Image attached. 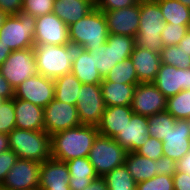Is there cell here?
Returning <instances> with one entry per match:
<instances>
[{"mask_svg":"<svg viewBox=\"0 0 190 190\" xmlns=\"http://www.w3.org/2000/svg\"><path fill=\"white\" fill-rule=\"evenodd\" d=\"M134 112L129 106H108L102 114L101 121L97 125L100 135L115 138L116 135L131 120Z\"/></svg>","mask_w":190,"mask_h":190,"instance_id":"cell-22","label":"cell"},{"mask_svg":"<svg viewBox=\"0 0 190 190\" xmlns=\"http://www.w3.org/2000/svg\"><path fill=\"white\" fill-rule=\"evenodd\" d=\"M127 151L114 139L100 134L94 139L89 152V161L96 174L103 177L125 163Z\"/></svg>","mask_w":190,"mask_h":190,"instance_id":"cell-8","label":"cell"},{"mask_svg":"<svg viewBox=\"0 0 190 190\" xmlns=\"http://www.w3.org/2000/svg\"><path fill=\"white\" fill-rule=\"evenodd\" d=\"M15 124L17 129L44 130V108L31 102L14 98Z\"/></svg>","mask_w":190,"mask_h":190,"instance_id":"cell-23","label":"cell"},{"mask_svg":"<svg viewBox=\"0 0 190 190\" xmlns=\"http://www.w3.org/2000/svg\"><path fill=\"white\" fill-rule=\"evenodd\" d=\"M9 149L8 134L0 133V153Z\"/></svg>","mask_w":190,"mask_h":190,"instance_id":"cell-51","label":"cell"},{"mask_svg":"<svg viewBox=\"0 0 190 190\" xmlns=\"http://www.w3.org/2000/svg\"><path fill=\"white\" fill-rule=\"evenodd\" d=\"M101 92L106 107L129 106L132 103L137 84H117L115 82H101Z\"/></svg>","mask_w":190,"mask_h":190,"instance_id":"cell-27","label":"cell"},{"mask_svg":"<svg viewBox=\"0 0 190 190\" xmlns=\"http://www.w3.org/2000/svg\"><path fill=\"white\" fill-rule=\"evenodd\" d=\"M84 190H108L105 179L98 176L96 179H93L89 186Z\"/></svg>","mask_w":190,"mask_h":190,"instance_id":"cell-47","label":"cell"},{"mask_svg":"<svg viewBox=\"0 0 190 190\" xmlns=\"http://www.w3.org/2000/svg\"><path fill=\"white\" fill-rule=\"evenodd\" d=\"M4 101H6V99H5L4 97H1V96H0V107H1V105L4 103Z\"/></svg>","mask_w":190,"mask_h":190,"instance_id":"cell-54","label":"cell"},{"mask_svg":"<svg viewBox=\"0 0 190 190\" xmlns=\"http://www.w3.org/2000/svg\"><path fill=\"white\" fill-rule=\"evenodd\" d=\"M165 28L164 16L155 0L140 1V24L135 46L159 53L164 48L161 32Z\"/></svg>","mask_w":190,"mask_h":190,"instance_id":"cell-3","label":"cell"},{"mask_svg":"<svg viewBox=\"0 0 190 190\" xmlns=\"http://www.w3.org/2000/svg\"><path fill=\"white\" fill-rule=\"evenodd\" d=\"M95 8L102 12L118 10L136 5L138 0H94Z\"/></svg>","mask_w":190,"mask_h":190,"instance_id":"cell-41","label":"cell"},{"mask_svg":"<svg viewBox=\"0 0 190 190\" xmlns=\"http://www.w3.org/2000/svg\"><path fill=\"white\" fill-rule=\"evenodd\" d=\"M177 171L176 162L168 157L162 156L158 159L157 175L173 176Z\"/></svg>","mask_w":190,"mask_h":190,"instance_id":"cell-43","label":"cell"},{"mask_svg":"<svg viewBox=\"0 0 190 190\" xmlns=\"http://www.w3.org/2000/svg\"><path fill=\"white\" fill-rule=\"evenodd\" d=\"M71 73L82 84H100L103 78L95 68V63L89 51L85 50L81 56L72 63Z\"/></svg>","mask_w":190,"mask_h":190,"instance_id":"cell-28","label":"cell"},{"mask_svg":"<svg viewBox=\"0 0 190 190\" xmlns=\"http://www.w3.org/2000/svg\"><path fill=\"white\" fill-rule=\"evenodd\" d=\"M179 2H181L183 5H185L186 7L190 8V0H178Z\"/></svg>","mask_w":190,"mask_h":190,"instance_id":"cell-53","label":"cell"},{"mask_svg":"<svg viewBox=\"0 0 190 190\" xmlns=\"http://www.w3.org/2000/svg\"><path fill=\"white\" fill-rule=\"evenodd\" d=\"M162 10L165 23L190 25V8L178 0H155Z\"/></svg>","mask_w":190,"mask_h":190,"instance_id":"cell-30","label":"cell"},{"mask_svg":"<svg viewBox=\"0 0 190 190\" xmlns=\"http://www.w3.org/2000/svg\"><path fill=\"white\" fill-rule=\"evenodd\" d=\"M180 46V49H182L186 55L190 56V29L184 36V38L180 41L178 44Z\"/></svg>","mask_w":190,"mask_h":190,"instance_id":"cell-49","label":"cell"},{"mask_svg":"<svg viewBox=\"0 0 190 190\" xmlns=\"http://www.w3.org/2000/svg\"><path fill=\"white\" fill-rule=\"evenodd\" d=\"M0 96L6 100L14 97V88L3 78L0 73Z\"/></svg>","mask_w":190,"mask_h":190,"instance_id":"cell-46","label":"cell"},{"mask_svg":"<svg viewBox=\"0 0 190 190\" xmlns=\"http://www.w3.org/2000/svg\"><path fill=\"white\" fill-rule=\"evenodd\" d=\"M76 108L79 121L82 125L97 126L106 109L101 92V85L82 84L77 97Z\"/></svg>","mask_w":190,"mask_h":190,"instance_id":"cell-10","label":"cell"},{"mask_svg":"<svg viewBox=\"0 0 190 190\" xmlns=\"http://www.w3.org/2000/svg\"><path fill=\"white\" fill-rule=\"evenodd\" d=\"M130 59L140 83H153L162 64L160 54L135 46Z\"/></svg>","mask_w":190,"mask_h":190,"instance_id":"cell-21","label":"cell"},{"mask_svg":"<svg viewBox=\"0 0 190 190\" xmlns=\"http://www.w3.org/2000/svg\"><path fill=\"white\" fill-rule=\"evenodd\" d=\"M23 0H0V10L7 15H17L22 11Z\"/></svg>","mask_w":190,"mask_h":190,"instance_id":"cell-45","label":"cell"},{"mask_svg":"<svg viewBox=\"0 0 190 190\" xmlns=\"http://www.w3.org/2000/svg\"><path fill=\"white\" fill-rule=\"evenodd\" d=\"M131 109L135 114L149 117L167 109V98L153 83H138Z\"/></svg>","mask_w":190,"mask_h":190,"instance_id":"cell-15","label":"cell"},{"mask_svg":"<svg viewBox=\"0 0 190 190\" xmlns=\"http://www.w3.org/2000/svg\"><path fill=\"white\" fill-rule=\"evenodd\" d=\"M176 120L190 119V90H182L167 98L166 109Z\"/></svg>","mask_w":190,"mask_h":190,"instance_id":"cell-34","label":"cell"},{"mask_svg":"<svg viewBox=\"0 0 190 190\" xmlns=\"http://www.w3.org/2000/svg\"><path fill=\"white\" fill-rule=\"evenodd\" d=\"M153 84L166 98L174 96L182 90H190V68L180 69L161 64Z\"/></svg>","mask_w":190,"mask_h":190,"instance_id":"cell-17","label":"cell"},{"mask_svg":"<svg viewBox=\"0 0 190 190\" xmlns=\"http://www.w3.org/2000/svg\"><path fill=\"white\" fill-rule=\"evenodd\" d=\"M162 64L175 66L180 69L190 68V56L180 49V46H165L160 52Z\"/></svg>","mask_w":190,"mask_h":190,"instance_id":"cell-35","label":"cell"},{"mask_svg":"<svg viewBox=\"0 0 190 190\" xmlns=\"http://www.w3.org/2000/svg\"><path fill=\"white\" fill-rule=\"evenodd\" d=\"M102 82H115L117 84H138V77L135 67L130 58L122 63H117L110 72L103 78Z\"/></svg>","mask_w":190,"mask_h":190,"instance_id":"cell-31","label":"cell"},{"mask_svg":"<svg viewBox=\"0 0 190 190\" xmlns=\"http://www.w3.org/2000/svg\"><path fill=\"white\" fill-rule=\"evenodd\" d=\"M36 17L20 12L8 15L0 29V42L12 51L34 47Z\"/></svg>","mask_w":190,"mask_h":190,"instance_id":"cell-7","label":"cell"},{"mask_svg":"<svg viewBox=\"0 0 190 190\" xmlns=\"http://www.w3.org/2000/svg\"><path fill=\"white\" fill-rule=\"evenodd\" d=\"M37 73L56 79L71 73L72 63L84 51L80 44L68 42L66 45H34Z\"/></svg>","mask_w":190,"mask_h":190,"instance_id":"cell-1","label":"cell"},{"mask_svg":"<svg viewBox=\"0 0 190 190\" xmlns=\"http://www.w3.org/2000/svg\"><path fill=\"white\" fill-rule=\"evenodd\" d=\"M190 25H175L165 23V28L161 32V39L165 46L178 45L189 31Z\"/></svg>","mask_w":190,"mask_h":190,"instance_id":"cell-36","label":"cell"},{"mask_svg":"<svg viewBox=\"0 0 190 190\" xmlns=\"http://www.w3.org/2000/svg\"><path fill=\"white\" fill-rule=\"evenodd\" d=\"M3 78L16 89L27 78L37 74L33 47L12 51L0 66Z\"/></svg>","mask_w":190,"mask_h":190,"instance_id":"cell-9","label":"cell"},{"mask_svg":"<svg viewBox=\"0 0 190 190\" xmlns=\"http://www.w3.org/2000/svg\"><path fill=\"white\" fill-rule=\"evenodd\" d=\"M108 35L104 12L97 8L69 26L70 42L82 45L87 51L106 43Z\"/></svg>","mask_w":190,"mask_h":190,"instance_id":"cell-5","label":"cell"},{"mask_svg":"<svg viewBox=\"0 0 190 190\" xmlns=\"http://www.w3.org/2000/svg\"><path fill=\"white\" fill-rule=\"evenodd\" d=\"M41 163L18 158L0 190H39Z\"/></svg>","mask_w":190,"mask_h":190,"instance_id":"cell-11","label":"cell"},{"mask_svg":"<svg viewBox=\"0 0 190 190\" xmlns=\"http://www.w3.org/2000/svg\"><path fill=\"white\" fill-rule=\"evenodd\" d=\"M54 91V80L37 73L14 89V98L45 108L54 99Z\"/></svg>","mask_w":190,"mask_h":190,"instance_id":"cell-13","label":"cell"},{"mask_svg":"<svg viewBox=\"0 0 190 190\" xmlns=\"http://www.w3.org/2000/svg\"><path fill=\"white\" fill-rule=\"evenodd\" d=\"M177 170L184 171L190 174V152H188L183 158H181L177 163Z\"/></svg>","mask_w":190,"mask_h":190,"instance_id":"cell-48","label":"cell"},{"mask_svg":"<svg viewBox=\"0 0 190 190\" xmlns=\"http://www.w3.org/2000/svg\"><path fill=\"white\" fill-rule=\"evenodd\" d=\"M54 84V98L56 100L70 105L77 104V97L82 83L72 73L54 79Z\"/></svg>","mask_w":190,"mask_h":190,"instance_id":"cell-29","label":"cell"},{"mask_svg":"<svg viewBox=\"0 0 190 190\" xmlns=\"http://www.w3.org/2000/svg\"><path fill=\"white\" fill-rule=\"evenodd\" d=\"M103 178L108 190H136L137 187L125 164L108 172Z\"/></svg>","mask_w":190,"mask_h":190,"instance_id":"cell-32","label":"cell"},{"mask_svg":"<svg viewBox=\"0 0 190 190\" xmlns=\"http://www.w3.org/2000/svg\"><path fill=\"white\" fill-rule=\"evenodd\" d=\"M12 50L9 47H6L3 43L0 42V66L11 54Z\"/></svg>","mask_w":190,"mask_h":190,"instance_id":"cell-50","label":"cell"},{"mask_svg":"<svg viewBox=\"0 0 190 190\" xmlns=\"http://www.w3.org/2000/svg\"><path fill=\"white\" fill-rule=\"evenodd\" d=\"M68 42L69 27L53 12L36 17L35 45H66Z\"/></svg>","mask_w":190,"mask_h":190,"instance_id":"cell-14","label":"cell"},{"mask_svg":"<svg viewBox=\"0 0 190 190\" xmlns=\"http://www.w3.org/2000/svg\"><path fill=\"white\" fill-rule=\"evenodd\" d=\"M148 117L132 114L131 120L114 138L127 152H135L149 137Z\"/></svg>","mask_w":190,"mask_h":190,"instance_id":"cell-19","label":"cell"},{"mask_svg":"<svg viewBox=\"0 0 190 190\" xmlns=\"http://www.w3.org/2000/svg\"><path fill=\"white\" fill-rule=\"evenodd\" d=\"M81 125L76 105L55 98L44 108V130L51 136L55 133Z\"/></svg>","mask_w":190,"mask_h":190,"instance_id":"cell-12","label":"cell"},{"mask_svg":"<svg viewBox=\"0 0 190 190\" xmlns=\"http://www.w3.org/2000/svg\"><path fill=\"white\" fill-rule=\"evenodd\" d=\"M55 0H23L22 12L34 17L44 16L53 12Z\"/></svg>","mask_w":190,"mask_h":190,"instance_id":"cell-38","label":"cell"},{"mask_svg":"<svg viewBox=\"0 0 190 190\" xmlns=\"http://www.w3.org/2000/svg\"><path fill=\"white\" fill-rule=\"evenodd\" d=\"M135 47V38L127 35L109 34L107 42L90 50L95 68L102 78L117 64L130 58Z\"/></svg>","mask_w":190,"mask_h":190,"instance_id":"cell-6","label":"cell"},{"mask_svg":"<svg viewBox=\"0 0 190 190\" xmlns=\"http://www.w3.org/2000/svg\"><path fill=\"white\" fill-rule=\"evenodd\" d=\"M175 123L176 119L167 110L151 115L148 117L149 136L162 141Z\"/></svg>","mask_w":190,"mask_h":190,"instance_id":"cell-33","label":"cell"},{"mask_svg":"<svg viewBox=\"0 0 190 190\" xmlns=\"http://www.w3.org/2000/svg\"><path fill=\"white\" fill-rule=\"evenodd\" d=\"M9 148L18 158L44 162L52 158L51 136L46 131L14 128L8 133Z\"/></svg>","mask_w":190,"mask_h":190,"instance_id":"cell-4","label":"cell"},{"mask_svg":"<svg viewBox=\"0 0 190 190\" xmlns=\"http://www.w3.org/2000/svg\"><path fill=\"white\" fill-rule=\"evenodd\" d=\"M163 155L176 163L190 152L188 119H177L163 140Z\"/></svg>","mask_w":190,"mask_h":190,"instance_id":"cell-18","label":"cell"},{"mask_svg":"<svg viewBox=\"0 0 190 190\" xmlns=\"http://www.w3.org/2000/svg\"><path fill=\"white\" fill-rule=\"evenodd\" d=\"M8 15L0 10V29L4 24V21Z\"/></svg>","mask_w":190,"mask_h":190,"instance_id":"cell-52","label":"cell"},{"mask_svg":"<svg viewBox=\"0 0 190 190\" xmlns=\"http://www.w3.org/2000/svg\"><path fill=\"white\" fill-rule=\"evenodd\" d=\"M137 154L147 157L151 160H157L163 155V142L152 137L145 140L144 145L139 147L136 151Z\"/></svg>","mask_w":190,"mask_h":190,"instance_id":"cell-40","label":"cell"},{"mask_svg":"<svg viewBox=\"0 0 190 190\" xmlns=\"http://www.w3.org/2000/svg\"><path fill=\"white\" fill-rule=\"evenodd\" d=\"M17 159L16 153L10 149L0 153V185Z\"/></svg>","mask_w":190,"mask_h":190,"instance_id":"cell-42","label":"cell"},{"mask_svg":"<svg viewBox=\"0 0 190 190\" xmlns=\"http://www.w3.org/2000/svg\"><path fill=\"white\" fill-rule=\"evenodd\" d=\"M98 134L97 126L81 124L51 135L52 158L68 162L75 158L88 157Z\"/></svg>","mask_w":190,"mask_h":190,"instance_id":"cell-2","label":"cell"},{"mask_svg":"<svg viewBox=\"0 0 190 190\" xmlns=\"http://www.w3.org/2000/svg\"><path fill=\"white\" fill-rule=\"evenodd\" d=\"M66 162L50 158L41 163L39 190H70Z\"/></svg>","mask_w":190,"mask_h":190,"instance_id":"cell-20","label":"cell"},{"mask_svg":"<svg viewBox=\"0 0 190 190\" xmlns=\"http://www.w3.org/2000/svg\"><path fill=\"white\" fill-rule=\"evenodd\" d=\"M136 190H174L173 176L155 175L151 179L137 183Z\"/></svg>","mask_w":190,"mask_h":190,"instance_id":"cell-39","label":"cell"},{"mask_svg":"<svg viewBox=\"0 0 190 190\" xmlns=\"http://www.w3.org/2000/svg\"><path fill=\"white\" fill-rule=\"evenodd\" d=\"M14 128H16V124L13 97L4 101L0 107V133L8 134Z\"/></svg>","mask_w":190,"mask_h":190,"instance_id":"cell-37","label":"cell"},{"mask_svg":"<svg viewBox=\"0 0 190 190\" xmlns=\"http://www.w3.org/2000/svg\"><path fill=\"white\" fill-rule=\"evenodd\" d=\"M124 164L136 183L146 181L157 175L158 159L151 160L136 152H127Z\"/></svg>","mask_w":190,"mask_h":190,"instance_id":"cell-26","label":"cell"},{"mask_svg":"<svg viewBox=\"0 0 190 190\" xmlns=\"http://www.w3.org/2000/svg\"><path fill=\"white\" fill-rule=\"evenodd\" d=\"M66 164L70 174L68 183L70 190H84L98 177L88 157L75 158Z\"/></svg>","mask_w":190,"mask_h":190,"instance_id":"cell-25","label":"cell"},{"mask_svg":"<svg viewBox=\"0 0 190 190\" xmlns=\"http://www.w3.org/2000/svg\"><path fill=\"white\" fill-rule=\"evenodd\" d=\"M94 8V0H55L53 13L69 27Z\"/></svg>","mask_w":190,"mask_h":190,"instance_id":"cell-24","label":"cell"},{"mask_svg":"<svg viewBox=\"0 0 190 190\" xmlns=\"http://www.w3.org/2000/svg\"><path fill=\"white\" fill-rule=\"evenodd\" d=\"M109 34L135 38L140 24V1L133 6L104 12Z\"/></svg>","mask_w":190,"mask_h":190,"instance_id":"cell-16","label":"cell"},{"mask_svg":"<svg viewBox=\"0 0 190 190\" xmlns=\"http://www.w3.org/2000/svg\"><path fill=\"white\" fill-rule=\"evenodd\" d=\"M174 190H190V174L177 170L173 175Z\"/></svg>","mask_w":190,"mask_h":190,"instance_id":"cell-44","label":"cell"},{"mask_svg":"<svg viewBox=\"0 0 190 190\" xmlns=\"http://www.w3.org/2000/svg\"><path fill=\"white\" fill-rule=\"evenodd\" d=\"M188 127H189V129H190V119H188Z\"/></svg>","mask_w":190,"mask_h":190,"instance_id":"cell-55","label":"cell"}]
</instances>
